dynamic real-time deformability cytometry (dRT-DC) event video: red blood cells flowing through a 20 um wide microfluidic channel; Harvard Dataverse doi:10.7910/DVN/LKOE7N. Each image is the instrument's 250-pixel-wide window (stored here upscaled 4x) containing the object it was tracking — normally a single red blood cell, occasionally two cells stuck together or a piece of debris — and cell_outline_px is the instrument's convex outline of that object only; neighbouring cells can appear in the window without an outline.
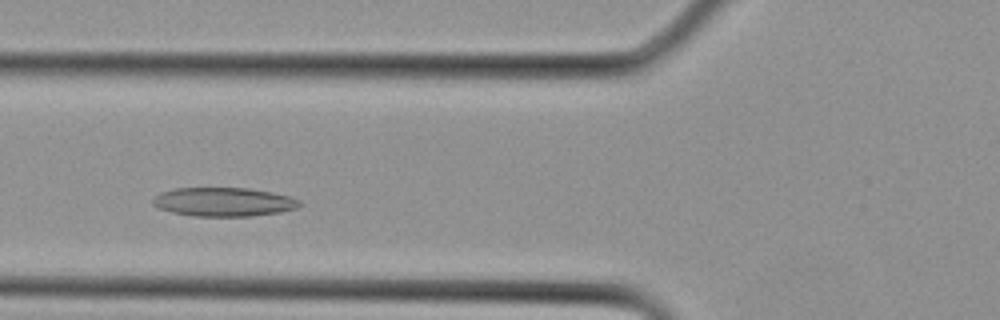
{"species": "Egyptian fruit bat (a non-hibernating species)", "species_latin": "Rousettus aegyptiacus", "temperature_condition": "cold", "stored_images_in_passage": 14, "camera_frame_rate_fps": 3000, "um_per_image_px": 0.085, "animal": {"sex": "female"}, "frame": {"image": 1, "passage_image": 5, "time_ms": 1.333, "image_size_px": [1000, 320], "cell_outline_px": [[304, 204], [296, 208], [280, 212], [252, 216], [192, 216], [172, 212], [156, 208], [152, 204], [152, 200], [160, 192], [176, 188], [248, 188], [272, 192], [292, 196], [300, 200]], "centroid_in_image_um": [19.03, 17.16], "position_along_channel_um": 106.8, "area_um2": 24.91}}
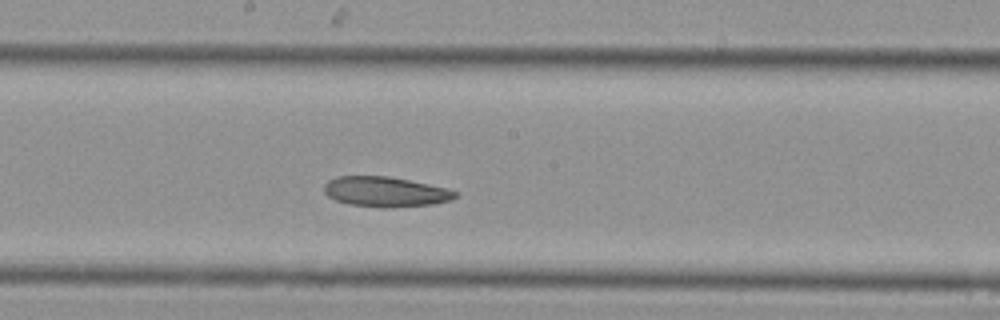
{"frame": {"image": 2, "passage_image": 10, "time_ms": 3.0, "image_size_px": [1000, 320], "cell_outline_px": [[456, 196], [452, 200], [432, 204], [392, 208], [384, 208], [348, 204], [336, 200], [328, 196], [324, 192], [324, 184], [328, 180], [336, 176], [388, 176], [448, 188], [456, 192]], "centroid_in_image_um": [32.74, 16.3], "position_along_channel_um": 215.5, "area_um2": 23.06}}
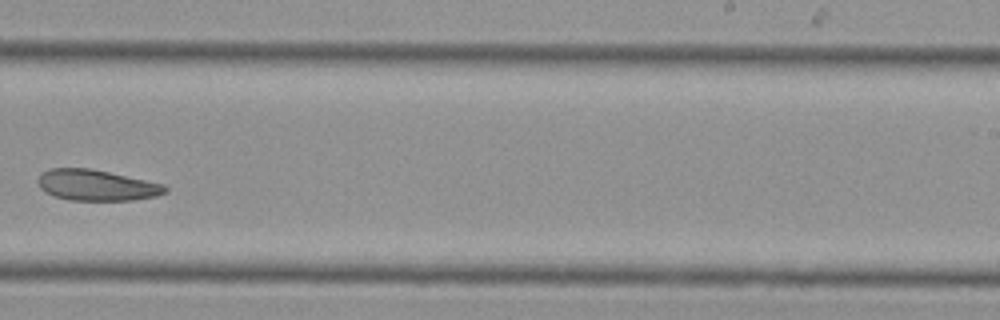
{"frame": {"image": 3, "passage_image": 13, "time_ms": 4.0, "image_size_px": [1000, 320], "cell_outline_px": [[168, 192], [156, 196], [132, 200], [68, 200], [44, 192], [40, 188], [36, 180], [48, 168], [92, 168], [164, 184], [168, 188]], "centroid_in_image_um": [8.21, 15.74], "position_along_channel_um": 280.8, "area_um2": 23.0}}